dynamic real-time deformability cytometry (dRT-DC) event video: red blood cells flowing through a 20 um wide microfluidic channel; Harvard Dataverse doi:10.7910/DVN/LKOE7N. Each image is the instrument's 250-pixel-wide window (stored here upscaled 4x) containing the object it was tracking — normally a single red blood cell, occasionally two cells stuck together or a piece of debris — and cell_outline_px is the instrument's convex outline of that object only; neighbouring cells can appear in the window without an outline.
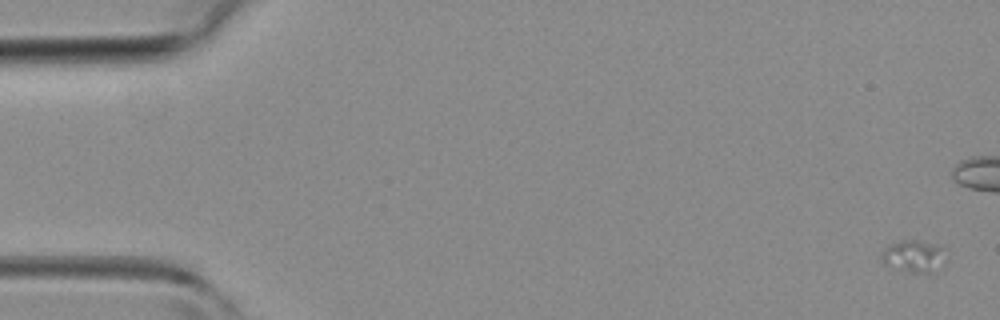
{"species": "common noctule bat (a hibernating species)", "species_latin": "Nyctalus noctula", "temperature_condition": "room temperature", "stored_images_in_passage": 47, "camera_frame_rate_fps": 3000, "um_per_image_px": 0.085, "animal": {"sex": "female", "body_mass_g": 19.3, "forearm_length_mm": 54.1}, "frame": {"image": 1, "passage_image": 1, "time_ms": 0.0, "image_size_px": [1000, 320], "cell_outline_px": [[948, 260], [936, 272], [900, 272], [884, 264], [880, 260], [880, 252], [888, 244], [900, 240], [916, 240], [948, 248]], "centroid_in_image_um": [77.7, 21.79], "position_along_channel_um": 7.3, "area_um2": 12.89}}